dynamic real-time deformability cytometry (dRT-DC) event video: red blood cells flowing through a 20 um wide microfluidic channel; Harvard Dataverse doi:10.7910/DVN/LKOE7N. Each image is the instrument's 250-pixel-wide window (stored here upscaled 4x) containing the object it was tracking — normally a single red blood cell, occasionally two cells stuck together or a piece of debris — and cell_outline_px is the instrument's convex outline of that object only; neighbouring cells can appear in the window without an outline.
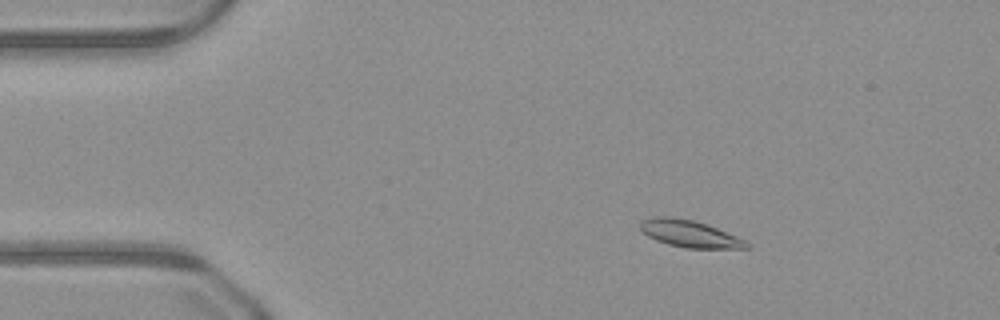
{"species": "common noctule bat (a hibernating species)", "species_latin": "Nyctalus noctula", "temperature_condition": "warm", "stored_images_in_passage": 51, "camera_frame_rate_fps": 3000, "um_per_image_px": 0.085, "animal": {"sex": "male", "body_mass_g": 23.1, "forearm_length_mm": 52.7}, "frame": {"image": 1, "passage_image": 9, "time_ms": 2.667, "image_size_px": [1000, 320], "cell_outline_px": [[752, 248], [688, 248], [668, 244], [656, 240], [648, 236], [640, 228], [640, 220], [656, 216], [668, 216], [692, 220], [716, 228], [748, 240], [752, 244]], "centroid_in_image_um": [58.66, 19.87], "position_along_channel_um": 26.3, "area_um2": 16.7}}
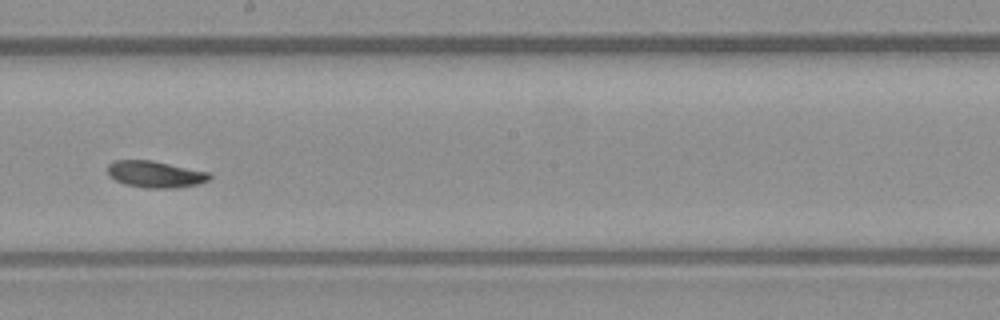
{"frame": {"image": 2, "passage_image": 29, "time_ms": 9.333, "image_size_px": [1000, 320], "cell_outline_px": [[212, 176], [208, 180], [200, 184], [180, 188], [144, 188], [124, 184], [108, 176], [108, 164], [112, 160], [152, 160], [208, 172]], "centroid_in_image_um": [13.19, 14.82], "position_along_channel_um": 235.0, "area_um2": 16.01}}
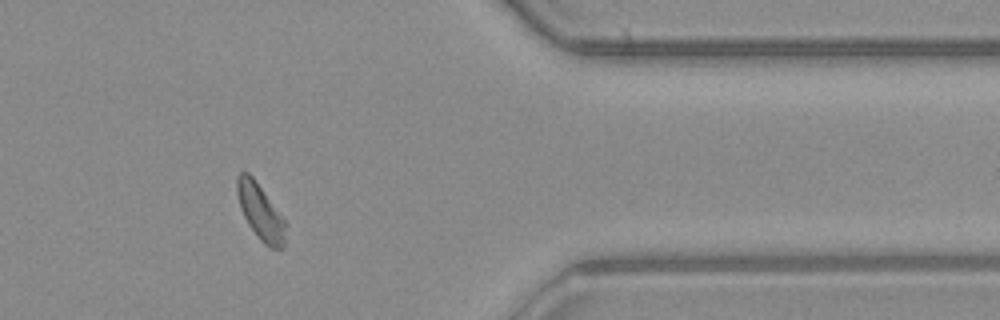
{"frame": {"image": 3, "passage_image": 42, "time_ms": 13.667, "image_size_px": [1000, 320], "cell_outline_px": [[288, 224], [284, 248], [268, 248], [260, 240], [248, 224], [240, 208], [236, 192], [236, 176], [240, 172], [248, 172], [252, 176]], "centroid_in_image_um": [22.15, 18.04], "position_along_channel_um": 389.2, "area_um2": 15.95}}